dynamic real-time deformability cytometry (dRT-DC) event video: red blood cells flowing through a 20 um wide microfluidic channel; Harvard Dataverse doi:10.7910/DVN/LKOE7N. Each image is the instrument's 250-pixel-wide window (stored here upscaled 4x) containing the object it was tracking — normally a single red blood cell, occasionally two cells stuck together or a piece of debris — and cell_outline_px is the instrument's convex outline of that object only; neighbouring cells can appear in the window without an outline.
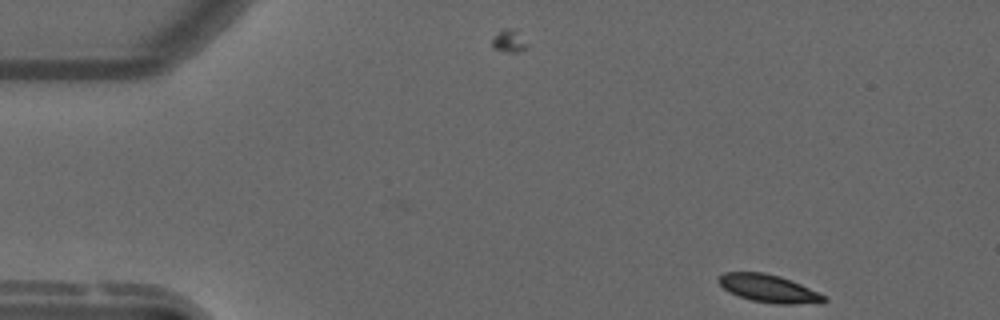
{"species": "common noctule bat (a hibernating species)", "species_latin": "Nyctalus noctula", "temperature_condition": "warm", "stored_images_in_passage": 50, "camera_frame_rate_fps": 3000, "um_per_image_px": 0.085, "animal": {"sex": "male", "forearm_length_mm": 52.5}, "frame": {"image": 1, "passage_image": 1, "time_ms": 0.0, "image_size_px": [1000, 320], "cell_outline_px": [[828, 300], [820, 304], [776, 304], [752, 300], [728, 292], [716, 280], [724, 272], [764, 272], [780, 276], [792, 280], [828, 296]], "centroid_in_image_um": [65.41, 24.53], "position_along_channel_um": 19.6, "area_um2": 17.34}}
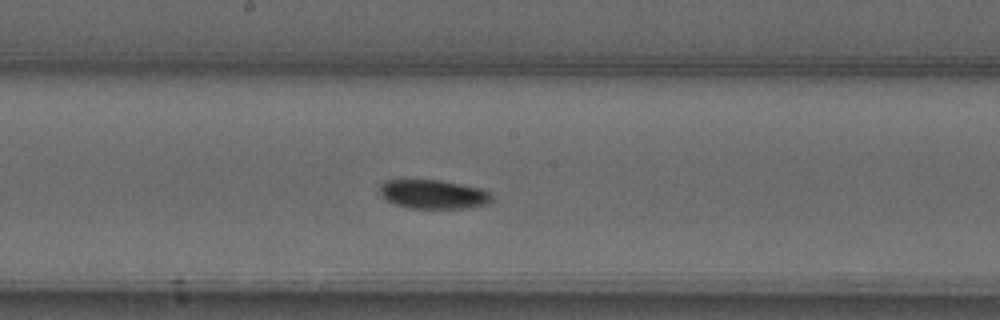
{"frame": {"image": 2, "passage_image": 24, "time_ms": 7.667, "image_size_px": [1000, 320], "cell_outline_px": [[492, 200], [488, 204], [472, 208], [408, 208], [396, 204], [380, 196], [380, 184], [384, 180], [440, 180], [480, 188], [492, 192]], "centroid_in_image_um": [36.86, 16.52], "position_along_channel_um": 211.3, "area_um2": 19.07}}
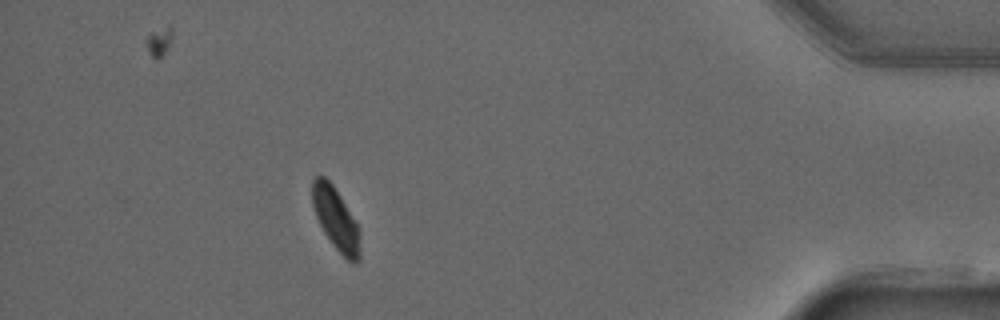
{"frame": {"image": 3, "passage_image": 44, "time_ms": 14.333, "image_size_px": [1000, 320], "cell_outline_px": [[360, 260], [352, 264], [332, 244], [324, 232], [316, 216], [312, 204], [312, 180], [316, 176], [324, 176], [332, 184], [340, 196], [360, 228]], "centroid_in_image_um": [28.56, 18.62], "position_along_channel_um": 406.6, "area_um2": 17.28}, "authors_computed_cell_mechanics": {"area_um2": 18.6694, "velocity_mm_per_s": 3.7239, "shape_relaxation_time_tau1_ms": 5.2172, "shape_relaxation_time_tau2_ms": null, "deformation_change_tau1": 0.1386, "deformation_change_tau2": null}}